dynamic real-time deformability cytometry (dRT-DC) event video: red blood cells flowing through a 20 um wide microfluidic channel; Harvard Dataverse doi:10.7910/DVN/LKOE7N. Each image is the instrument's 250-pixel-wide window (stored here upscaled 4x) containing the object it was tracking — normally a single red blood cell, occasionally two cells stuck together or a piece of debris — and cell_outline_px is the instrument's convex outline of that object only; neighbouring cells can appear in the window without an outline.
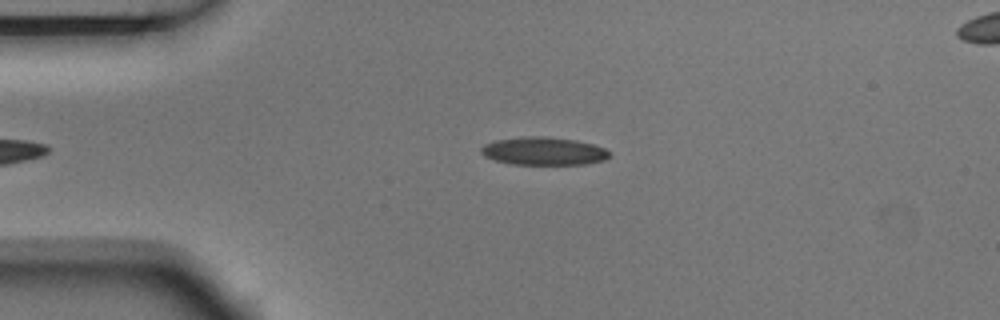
{"species": "Egyptian fruit bat (a non-hibernating species)", "species_latin": "Rousettus aegyptiacus", "temperature_condition": "room temperature", "stored_images_in_passage": 2, "camera_frame_rate_fps": 3000, "um_per_image_px": 0.085, "animal": {"sex": "male"}, "frame": {"image": 1, "passage_image": 1, "time_ms": 0.0, "image_size_px": [1000, 320], "cell_outline_px": [[608, 156], [604, 160], [584, 164], [512, 164], [496, 160], [484, 156], [480, 152], [480, 148], [484, 144], [496, 140], [520, 136], [548, 136], [576, 140], [592, 144], [604, 148], [608, 152]], "centroid_in_image_um": [46.16, 12.83], "position_along_channel_um": 38.8, "area_um2": 20.87}}